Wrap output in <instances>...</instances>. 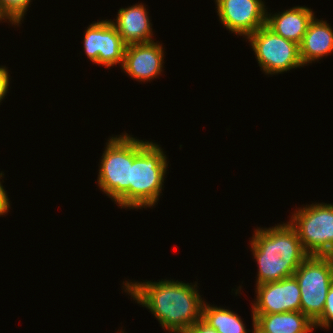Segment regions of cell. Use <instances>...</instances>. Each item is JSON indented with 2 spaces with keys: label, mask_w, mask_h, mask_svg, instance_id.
Here are the masks:
<instances>
[{
  "label": "cell",
  "mask_w": 333,
  "mask_h": 333,
  "mask_svg": "<svg viewBox=\"0 0 333 333\" xmlns=\"http://www.w3.org/2000/svg\"><path fill=\"white\" fill-rule=\"evenodd\" d=\"M125 283V284H124ZM127 292L137 304L145 306L164 330L185 333L202 318L203 298L195 284L162 279L159 282L123 281Z\"/></svg>",
  "instance_id": "obj_1"
},
{
  "label": "cell",
  "mask_w": 333,
  "mask_h": 333,
  "mask_svg": "<svg viewBox=\"0 0 333 333\" xmlns=\"http://www.w3.org/2000/svg\"><path fill=\"white\" fill-rule=\"evenodd\" d=\"M250 244L258 266L255 285L293 276L309 256L289 222L269 228L257 227Z\"/></svg>",
  "instance_id": "obj_2"
},
{
  "label": "cell",
  "mask_w": 333,
  "mask_h": 333,
  "mask_svg": "<svg viewBox=\"0 0 333 333\" xmlns=\"http://www.w3.org/2000/svg\"><path fill=\"white\" fill-rule=\"evenodd\" d=\"M107 141L99 164L98 186L118 207L131 209V166L139 154V139L125 132Z\"/></svg>",
  "instance_id": "obj_3"
},
{
  "label": "cell",
  "mask_w": 333,
  "mask_h": 333,
  "mask_svg": "<svg viewBox=\"0 0 333 333\" xmlns=\"http://www.w3.org/2000/svg\"><path fill=\"white\" fill-rule=\"evenodd\" d=\"M167 167V157L157 143L139 140V154L131 166V209L156 205Z\"/></svg>",
  "instance_id": "obj_4"
},
{
  "label": "cell",
  "mask_w": 333,
  "mask_h": 333,
  "mask_svg": "<svg viewBox=\"0 0 333 333\" xmlns=\"http://www.w3.org/2000/svg\"><path fill=\"white\" fill-rule=\"evenodd\" d=\"M289 220L308 255L333 256V203H312Z\"/></svg>",
  "instance_id": "obj_5"
},
{
  "label": "cell",
  "mask_w": 333,
  "mask_h": 333,
  "mask_svg": "<svg viewBox=\"0 0 333 333\" xmlns=\"http://www.w3.org/2000/svg\"><path fill=\"white\" fill-rule=\"evenodd\" d=\"M293 276L301 292V312L313 323L322 315L333 284V256L309 255Z\"/></svg>",
  "instance_id": "obj_6"
},
{
  "label": "cell",
  "mask_w": 333,
  "mask_h": 333,
  "mask_svg": "<svg viewBox=\"0 0 333 333\" xmlns=\"http://www.w3.org/2000/svg\"><path fill=\"white\" fill-rule=\"evenodd\" d=\"M250 42L261 70L274 75L303 67L299 45L272 31L266 24L249 35Z\"/></svg>",
  "instance_id": "obj_7"
},
{
  "label": "cell",
  "mask_w": 333,
  "mask_h": 333,
  "mask_svg": "<svg viewBox=\"0 0 333 333\" xmlns=\"http://www.w3.org/2000/svg\"><path fill=\"white\" fill-rule=\"evenodd\" d=\"M84 52L87 58L107 69L124 61L126 44L108 19L91 23L84 33Z\"/></svg>",
  "instance_id": "obj_8"
},
{
  "label": "cell",
  "mask_w": 333,
  "mask_h": 333,
  "mask_svg": "<svg viewBox=\"0 0 333 333\" xmlns=\"http://www.w3.org/2000/svg\"><path fill=\"white\" fill-rule=\"evenodd\" d=\"M262 0H215L220 23L245 39L266 24L267 8Z\"/></svg>",
  "instance_id": "obj_9"
},
{
  "label": "cell",
  "mask_w": 333,
  "mask_h": 333,
  "mask_svg": "<svg viewBox=\"0 0 333 333\" xmlns=\"http://www.w3.org/2000/svg\"><path fill=\"white\" fill-rule=\"evenodd\" d=\"M253 314H272L301 311V292L294 276L280 281L256 285Z\"/></svg>",
  "instance_id": "obj_10"
},
{
  "label": "cell",
  "mask_w": 333,
  "mask_h": 333,
  "mask_svg": "<svg viewBox=\"0 0 333 333\" xmlns=\"http://www.w3.org/2000/svg\"><path fill=\"white\" fill-rule=\"evenodd\" d=\"M164 50L157 41L126 45L121 67L132 79L152 81L163 71Z\"/></svg>",
  "instance_id": "obj_11"
},
{
  "label": "cell",
  "mask_w": 333,
  "mask_h": 333,
  "mask_svg": "<svg viewBox=\"0 0 333 333\" xmlns=\"http://www.w3.org/2000/svg\"><path fill=\"white\" fill-rule=\"evenodd\" d=\"M148 13L146 5L136 3L127 8H120L117 18L110 21L126 45L151 42L154 41L153 29Z\"/></svg>",
  "instance_id": "obj_12"
},
{
  "label": "cell",
  "mask_w": 333,
  "mask_h": 333,
  "mask_svg": "<svg viewBox=\"0 0 333 333\" xmlns=\"http://www.w3.org/2000/svg\"><path fill=\"white\" fill-rule=\"evenodd\" d=\"M314 17L311 8L294 6L275 14L267 12L266 25L279 36L299 45Z\"/></svg>",
  "instance_id": "obj_13"
},
{
  "label": "cell",
  "mask_w": 333,
  "mask_h": 333,
  "mask_svg": "<svg viewBox=\"0 0 333 333\" xmlns=\"http://www.w3.org/2000/svg\"><path fill=\"white\" fill-rule=\"evenodd\" d=\"M299 53L305 66L333 53V28L331 25L327 21L314 17L299 44Z\"/></svg>",
  "instance_id": "obj_14"
},
{
  "label": "cell",
  "mask_w": 333,
  "mask_h": 333,
  "mask_svg": "<svg viewBox=\"0 0 333 333\" xmlns=\"http://www.w3.org/2000/svg\"><path fill=\"white\" fill-rule=\"evenodd\" d=\"M255 333H312L314 323L301 311L254 314Z\"/></svg>",
  "instance_id": "obj_15"
},
{
  "label": "cell",
  "mask_w": 333,
  "mask_h": 333,
  "mask_svg": "<svg viewBox=\"0 0 333 333\" xmlns=\"http://www.w3.org/2000/svg\"><path fill=\"white\" fill-rule=\"evenodd\" d=\"M202 319L219 333H247V329L242 319L237 313L208 304L206 301L202 308ZM252 333H255V316L252 312Z\"/></svg>",
  "instance_id": "obj_16"
},
{
  "label": "cell",
  "mask_w": 333,
  "mask_h": 333,
  "mask_svg": "<svg viewBox=\"0 0 333 333\" xmlns=\"http://www.w3.org/2000/svg\"><path fill=\"white\" fill-rule=\"evenodd\" d=\"M31 0H0V4L7 15L20 26Z\"/></svg>",
  "instance_id": "obj_17"
},
{
  "label": "cell",
  "mask_w": 333,
  "mask_h": 333,
  "mask_svg": "<svg viewBox=\"0 0 333 333\" xmlns=\"http://www.w3.org/2000/svg\"><path fill=\"white\" fill-rule=\"evenodd\" d=\"M333 322V284L328 290L322 315L314 322V327L328 329Z\"/></svg>",
  "instance_id": "obj_18"
},
{
  "label": "cell",
  "mask_w": 333,
  "mask_h": 333,
  "mask_svg": "<svg viewBox=\"0 0 333 333\" xmlns=\"http://www.w3.org/2000/svg\"><path fill=\"white\" fill-rule=\"evenodd\" d=\"M9 72L5 66H0V103L7 95L10 85Z\"/></svg>",
  "instance_id": "obj_19"
},
{
  "label": "cell",
  "mask_w": 333,
  "mask_h": 333,
  "mask_svg": "<svg viewBox=\"0 0 333 333\" xmlns=\"http://www.w3.org/2000/svg\"><path fill=\"white\" fill-rule=\"evenodd\" d=\"M185 333H219L202 318L195 322Z\"/></svg>",
  "instance_id": "obj_20"
},
{
  "label": "cell",
  "mask_w": 333,
  "mask_h": 333,
  "mask_svg": "<svg viewBox=\"0 0 333 333\" xmlns=\"http://www.w3.org/2000/svg\"><path fill=\"white\" fill-rule=\"evenodd\" d=\"M3 173H0V179L3 178ZM2 177V178H1ZM0 181V216H3L8 213L10 208V201L8 198V194L6 193L4 186L1 184Z\"/></svg>",
  "instance_id": "obj_21"
},
{
  "label": "cell",
  "mask_w": 333,
  "mask_h": 333,
  "mask_svg": "<svg viewBox=\"0 0 333 333\" xmlns=\"http://www.w3.org/2000/svg\"><path fill=\"white\" fill-rule=\"evenodd\" d=\"M6 19V20H5ZM4 20L3 22H7V20L12 24V25H17L8 15L7 13L3 10L1 4H0V22Z\"/></svg>",
  "instance_id": "obj_22"
}]
</instances>
